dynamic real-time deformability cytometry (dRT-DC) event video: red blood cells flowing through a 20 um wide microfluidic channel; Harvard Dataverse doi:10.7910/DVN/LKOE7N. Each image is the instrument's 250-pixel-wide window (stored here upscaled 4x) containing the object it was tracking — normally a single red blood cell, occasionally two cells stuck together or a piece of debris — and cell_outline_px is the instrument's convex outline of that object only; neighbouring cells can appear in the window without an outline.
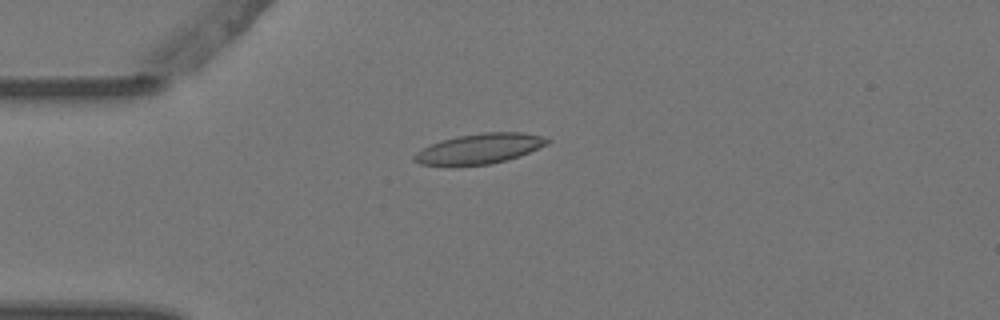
{"species": "Egyptian fruit bat (a non-hibernating species)", "species_latin": "Rousettus aegyptiacus", "temperature_condition": "warm", "stored_images_in_passage": 5, "camera_frame_rate_fps": 3000, "um_per_image_px": 0.085, "animal": {"sex": "female"}, "frame": {"image": 1, "passage_image": 4, "time_ms": 1.0, "image_size_px": [1000, 320], "cell_outline_px": [[552, 140], [548, 144], [520, 156], [508, 160], [488, 164], [420, 164], [412, 160], [412, 156], [416, 152], [432, 144], [456, 136], [484, 132], [524, 132], [540, 136]], "centroid_in_image_um": [40.81, 12.62], "position_along_channel_um": 44.2, "area_um2": 22.95}}